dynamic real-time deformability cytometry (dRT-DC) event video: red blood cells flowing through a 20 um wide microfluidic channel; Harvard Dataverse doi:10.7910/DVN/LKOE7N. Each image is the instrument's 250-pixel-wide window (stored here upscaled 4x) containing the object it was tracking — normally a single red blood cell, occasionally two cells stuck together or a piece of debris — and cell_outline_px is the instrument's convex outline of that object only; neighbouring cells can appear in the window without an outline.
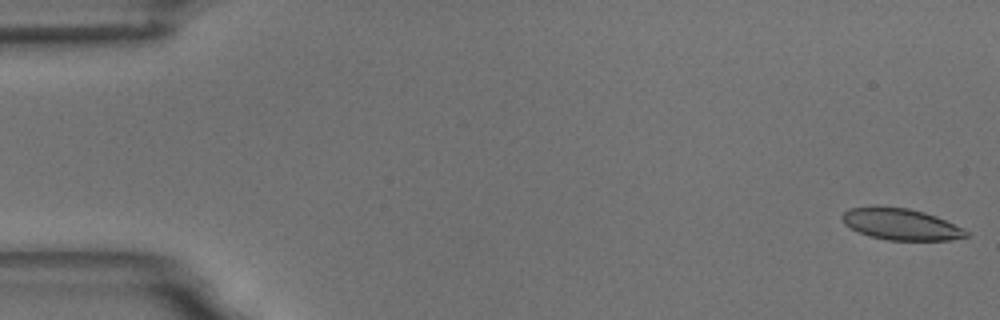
{"species": "common noctule bat (a hibernating species)", "species_latin": "Nyctalus noctula", "temperature_condition": "room temperature", "stored_images_in_passage": 57, "camera_frame_rate_fps": 3000, "um_per_image_px": 0.085, "animal": {"sex": "male", "body_mass_g": 18.8}, "frame": {"image": 1, "passage_image": 1, "time_ms": 0.0, "image_size_px": [1000, 320], "cell_outline_px": [[968, 236], [948, 240], [888, 240], [868, 236], [844, 224], [840, 216], [848, 208], [872, 204], [908, 208], [924, 212], [936, 216], [968, 232]], "centroid_in_image_um": [76.47, 19.02], "position_along_channel_um": 8.5, "area_um2": 22.89}}
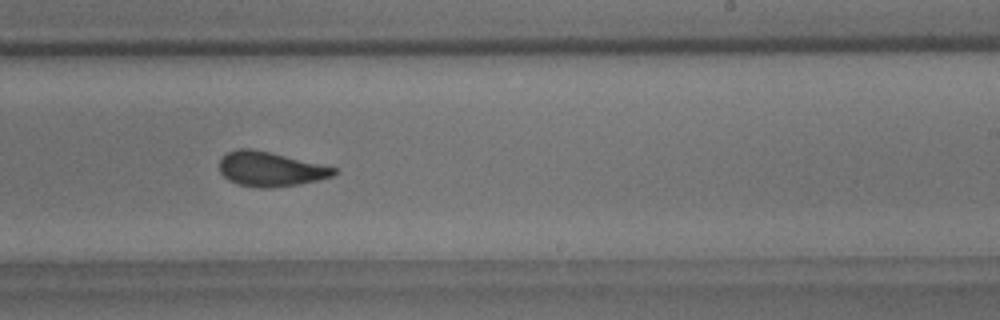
{"frame": {"image": 2, "passage_image": 35, "time_ms": 11.333, "image_size_px": [1000, 320], "cell_outline_px": [[336, 172], [332, 176], [316, 180], [296, 184], [272, 188], [260, 188], [236, 184], [228, 180], [220, 172], [220, 160], [228, 152], [240, 148], [252, 148], [320, 164], [336, 168]], "centroid_in_image_um": [22.93, 14.38], "position_along_channel_um": 266.1, "area_um2": 22.72}}
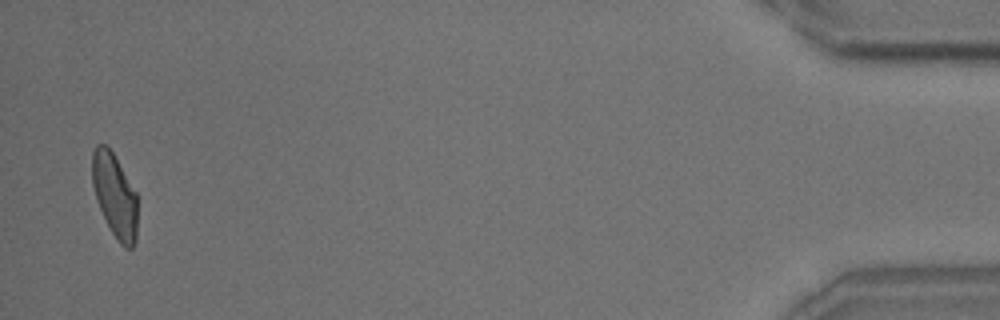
{"frame": {"image": 3, "passage_image": 56, "time_ms": 18.333, "image_size_px": [1000, 320], "cell_outline_px": [[136, 240], [132, 248], [124, 248], [116, 240], [96, 200], [92, 184], [92, 152], [96, 144], [108, 144], [136, 192]], "centroid_in_image_um": [9.74, 16.59], "position_along_channel_um": 425.5, "area_um2": 22.08}, "authors_computed_cell_mechanics": {"area_um2": 23.5824, "velocity_mm_per_s": 3.5145, "shape_relaxation_time_tau1_ms": 10.8633, "shape_relaxation_time_tau2_ms": 1.5903, "deformation_change_tau1": 0.2029, "deformation_change_tau2": 0.0759}}